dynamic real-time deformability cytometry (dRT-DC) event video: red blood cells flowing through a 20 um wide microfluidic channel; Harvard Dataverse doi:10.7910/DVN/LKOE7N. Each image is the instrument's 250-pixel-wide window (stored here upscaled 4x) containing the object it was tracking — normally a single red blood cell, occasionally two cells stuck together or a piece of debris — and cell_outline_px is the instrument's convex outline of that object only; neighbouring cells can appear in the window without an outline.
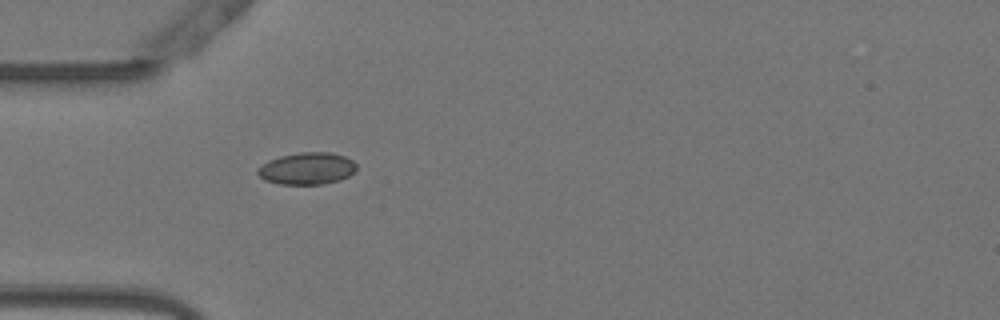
{"species": "Egyptian fruit bat (a non-hibernating species)", "species_latin": "Rousettus aegyptiacus", "temperature_condition": "warm", "stored_images_in_passage": 39, "camera_frame_rate_fps": 3000, "um_per_image_px": 0.085, "animal": {"sex": "female"}, "frame": {"image": 1, "passage_image": 1, "time_ms": 0.0, "image_size_px": [1000, 320], "cell_outline_px": [[356, 172], [340, 180], [320, 184], [280, 184], [264, 180], [256, 172], [256, 168], [268, 160], [280, 156], [300, 152], [328, 152], [344, 156], [352, 160], [356, 164]], "centroid_in_image_um": [26.08, 14.32], "position_along_channel_um": 58.9, "area_um2": 18.5}}
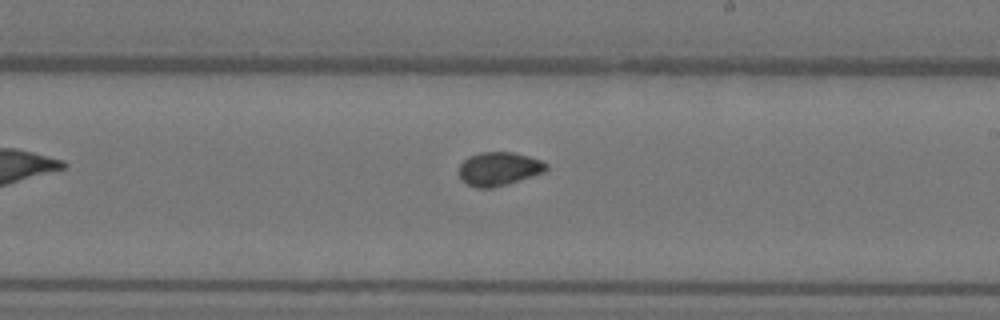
{"frame": {"image": 2, "passage_image": 16, "time_ms": 5.0, "image_size_px": [1000, 320], "cell_outline_px": [[548, 168], [544, 172], [532, 176], [492, 188], [476, 188], [460, 180], [460, 164], [468, 156], [480, 152], [512, 152], [528, 156], [540, 160], [548, 164]], "centroid_in_image_um": [42.39, 14.34], "position_along_channel_um": 246.6, "area_um2": 16.99}}
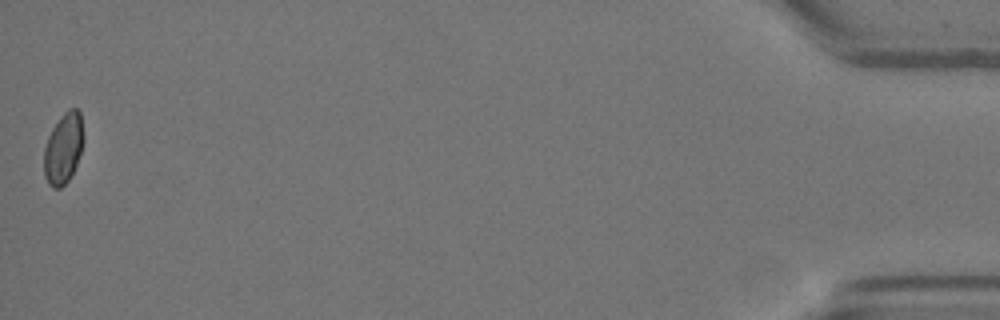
{"frame": {"image": 3, "passage_image": 38, "time_ms": 12.333, "image_size_px": [1000, 320], "cell_outline_px": [[84, 140], [76, 164], [68, 180], [60, 188], [52, 188], [48, 184], [44, 176], [44, 148], [48, 136], [52, 128], [60, 116], [68, 108], [76, 108], [80, 112], [84, 136]], "centroid_in_image_um": [5.38, 12.58], "position_along_channel_um": 429.8, "area_um2": 16.36}}